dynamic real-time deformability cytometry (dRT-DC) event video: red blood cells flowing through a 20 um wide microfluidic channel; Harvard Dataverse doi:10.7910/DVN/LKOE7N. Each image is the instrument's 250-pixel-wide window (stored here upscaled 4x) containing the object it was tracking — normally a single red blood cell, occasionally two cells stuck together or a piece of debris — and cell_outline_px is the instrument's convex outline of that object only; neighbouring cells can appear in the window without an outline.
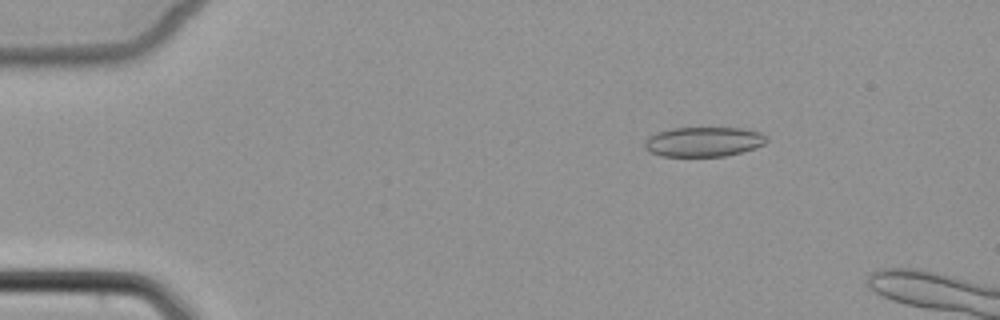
{"species": "common noctule bat (a hibernating species)", "species_latin": "Nyctalus noctula", "temperature_condition": "cold", "stored_images_in_passage": 4, "camera_frame_rate_fps": 3000, "um_per_image_px": 0.085, "animal": {"sex": "female", "body_mass_g": 22.7, "forearm_length_mm": 54.2}, "frame": {"image": 1, "passage_image": 2, "time_ms": 1.333, "image_size_px": [1000, 320], "cell_outline_px": [[768, 140], [764, 144], [756, 148], [724, 156], [660, 156], [644, 148], [644, 140], [648, 136], [672, 128], [740, 128], [760, 132], [768, 136]], "centroid_in_image_um": [59.82, 12.05], "position_along_channel_um": 25.2, "area_um2": 21.1}}